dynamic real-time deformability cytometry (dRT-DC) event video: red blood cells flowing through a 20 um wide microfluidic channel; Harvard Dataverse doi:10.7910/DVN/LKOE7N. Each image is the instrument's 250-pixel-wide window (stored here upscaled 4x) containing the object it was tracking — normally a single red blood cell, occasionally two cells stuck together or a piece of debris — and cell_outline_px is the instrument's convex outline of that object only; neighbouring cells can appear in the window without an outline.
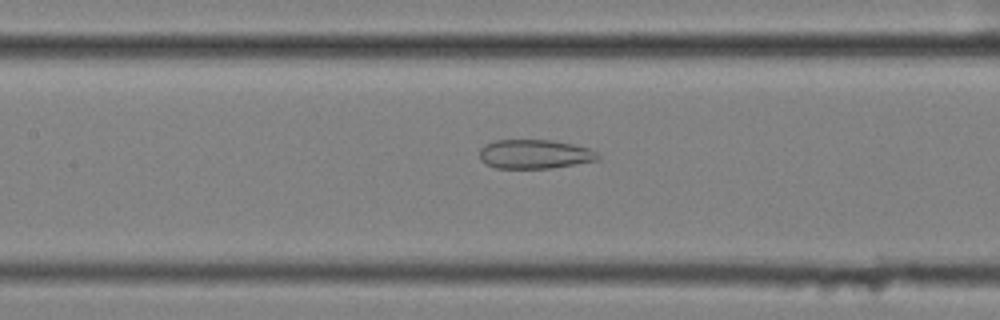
{"species": "common noctule bat (a hibernating species)", "species_latin": "Nyctalus noctula", "temperature_condition": "cold", "stored_images_in_passage": 23, "camera_frame_rate_fps": 3000, "um_per_image_px": 0.085, "animal": {"sex": "female", "body_mass_g": 25.1}, "frame": {"image": 1, "passage_image": 14, "time_ms": 4.333, "image_size_px": [1000, 320], "cell_outline_px": [[600, 160], [552, 168], [496, 168], [484, 164], [480, 160], [480, 148], [484, 144], [496, 140], [552, 140], [572, 144], [588, 148], [596, 152], [600, 156]], "centroid_in_image_um": [45.43, 13.1], "position_along_channel_um": 162.0, "area_um2": 20.23}}
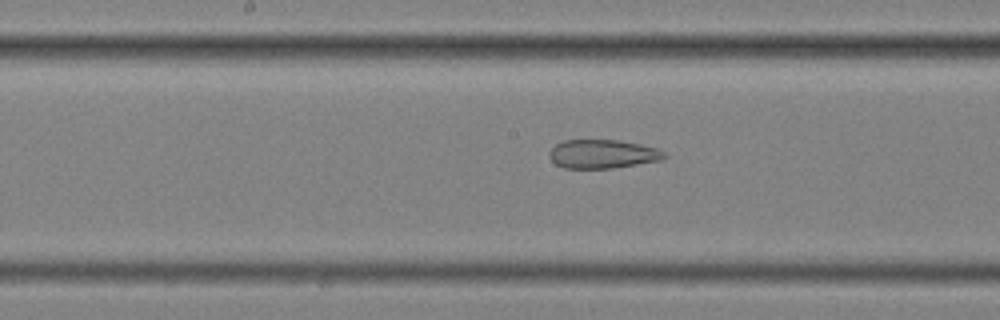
{"frame": {"image": 2, "passage_image": 17, "time_ms": 5.333, "image_size_px": [1000, 320], "cell_outline_px": [[668, 156], [660, 160], [612, 168], [564, 168], [556, 164], [548, 156], [548, 152], [556, 144], [564, 140], [616, 140], [640, 144], [656, 148], [664, 152]], "centroid_in_image_um": [51.2, 13.09], "position_along_channel_um": 197.0, "area_um2": 19.13}}